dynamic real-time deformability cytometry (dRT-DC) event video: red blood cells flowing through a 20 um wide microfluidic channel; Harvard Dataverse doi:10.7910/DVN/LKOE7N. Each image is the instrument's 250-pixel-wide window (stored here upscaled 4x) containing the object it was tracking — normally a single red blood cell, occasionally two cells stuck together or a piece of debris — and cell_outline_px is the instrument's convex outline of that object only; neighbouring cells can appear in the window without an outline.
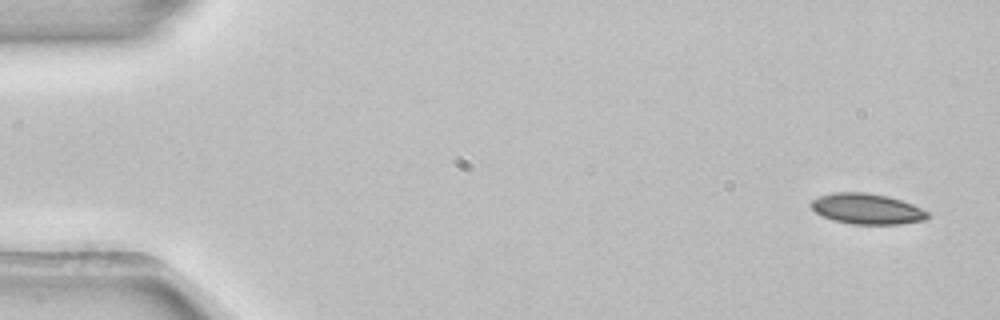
{"species": "common noctule bat (a hibernating species)", "species_latin": "Nyctalus noctula", "temperature_condition": "room temperature", "stored_images_in_passage": 5, "camera_frame_rate_fps": 3000, "um_per_image_px": 0.085, "animal": {"sex": "female", "body_mass_g": 22.7, "forearm_length_mm": 54.2}, "frame": {"image": 1, "passage_image": 1, "time_ms": 0.0, "image_size_px": [1000, 320], "cell_outline_px": [[932, 216], [924, 220], [900, 224], [852, 224], [832, 220], [816, 212], [808, 204], [812, 200], [820, 196], [832, 192], [868, 192], [888, 196], [912, 204], [928, 212]], "centroid_in_image_um": [73.69, 17.75], "position_along_channel_um": 11.3, "area_um2": 20.87}}
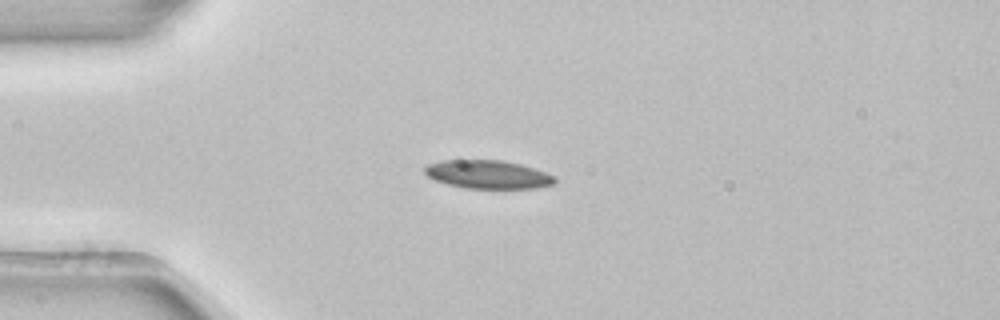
{"frame": {"image": 2, "passage_image": 4, "time_ms": 1.0, "image_size_px": [1000, 320], "cell_outline_px": [[556, 184], [536, 188], [464, 188], [448, 184], [436, 180], [428, 176], [424, 172], [424, 168], [428, 164], [440, 160], [504, 160], [520, 164], [544, 172], [552, 176], [556, 180]], "centroid_in_image_um": [41.45, 14.82], "position_along_channel_um": 43.5, "area_um2": 21.39}}